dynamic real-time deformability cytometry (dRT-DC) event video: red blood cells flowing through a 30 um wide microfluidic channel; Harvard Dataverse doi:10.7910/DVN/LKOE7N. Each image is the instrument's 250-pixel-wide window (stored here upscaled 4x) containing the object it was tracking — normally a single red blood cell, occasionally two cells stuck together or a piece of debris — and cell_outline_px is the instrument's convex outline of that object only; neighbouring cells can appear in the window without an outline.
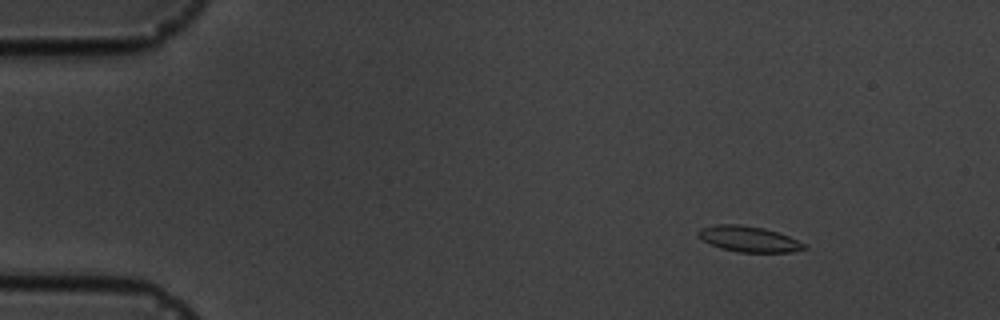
{"species": "common noctule bat (a hibernating species)", "species_latin": "Nyctalus noctula", "temperature_condition": "cold", "stored_images_in_passage": 5, "camera_frame_rate_fps": 3000, "um_per_image_px": 0.085, "animal": {"sex": "male", "body_mass_g": 19.5, "forearm_length_mm": 54.6}, "frame": {"image": 1, "passage_image": 1, "time_ms": 0.0, "image_size_px": [1000, 320], "cell_outline_px": [[808, 248], [792, 252], [736, 252], [720, 248], [696, 236], [696, 232], [700, 228], [716, 224], [740, 224], [764, 228], [788, 236], [804, 244]], "centroid_in_image_um": [63.6, 20.31], "position_along_channel_um": 21.4, "area_um2": 15.84}}